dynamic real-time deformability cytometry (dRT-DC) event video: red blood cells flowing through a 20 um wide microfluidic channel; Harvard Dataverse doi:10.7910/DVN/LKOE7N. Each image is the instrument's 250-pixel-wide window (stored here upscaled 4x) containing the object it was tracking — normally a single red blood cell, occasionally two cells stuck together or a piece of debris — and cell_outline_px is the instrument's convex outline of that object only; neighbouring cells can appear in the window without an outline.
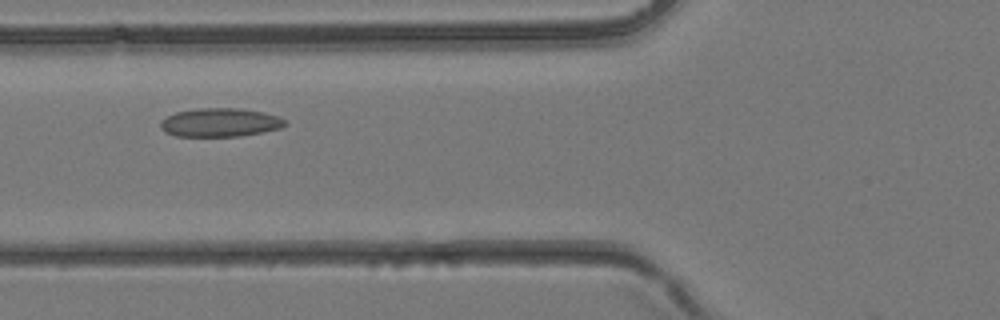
{"species": "common noctule bat (a hibernating species)", "species_latin": "Nyctalus noctula", "temperature_condition": "room temperature", "stored_images_in_passage": 4, "camera_frame_rate_fps": 3000, "um_per_image_px": 0.085, "animal": {"sex": "female", "body_mass_g": 24.6, "forearm_length_mm": 56.2}, "frame": {"image": 1, "passage_image": 4, "time_ms": 1.0, "image_size_px": [1000, 320], "cell_outline_px": [[288, 124], [280, 128], [240, 136], [176, 136], [164, 132], [160, 128], [160, 120], [176, 112], [200, 108], [240, 108], [264, 112], [280, 116], [288, 120]], "centroid_in_image_um": [18.73, 10.4], "position_along_channel_um": 107.1, "area_um2": 20.92}}